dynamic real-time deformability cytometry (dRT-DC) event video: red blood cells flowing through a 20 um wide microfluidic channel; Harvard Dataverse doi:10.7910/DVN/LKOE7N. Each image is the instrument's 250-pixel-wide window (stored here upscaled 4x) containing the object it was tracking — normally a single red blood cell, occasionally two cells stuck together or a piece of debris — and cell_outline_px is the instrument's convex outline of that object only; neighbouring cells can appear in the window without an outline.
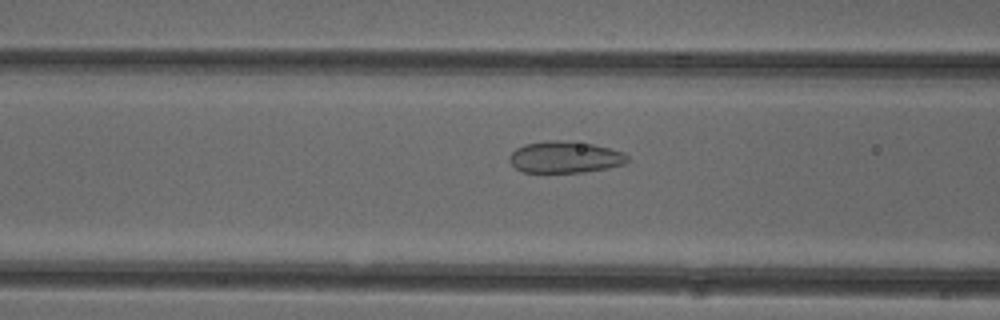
{"species": "common noctule bat (a hibernating species)", "species_latin": "Nyctalus noctula", "temperature_condition": "cold", "stored_images_in_passage": 38, "camera_frame_rate_fps": 3000, "um_per_image_px": 0.085, "animal": {"sex": "female"}, "frame": {"image": 1, "passage_image": 7, "time_ms": 2.0, "image_size_px": [1000, 320], "cell_outline_px": [[628, 160], [624, 164], [608, 168], [584, 172], [520, 172], [508, 160], [508, 156], [516, 148], [524, 144], [548, 140], [556, 140], [592, 144], [624, 152], [628, 156]], "centroid_in_image_um": [47.99, 13.36], "position_along_channel_um": 118.6, "area_um2": 21.73}}
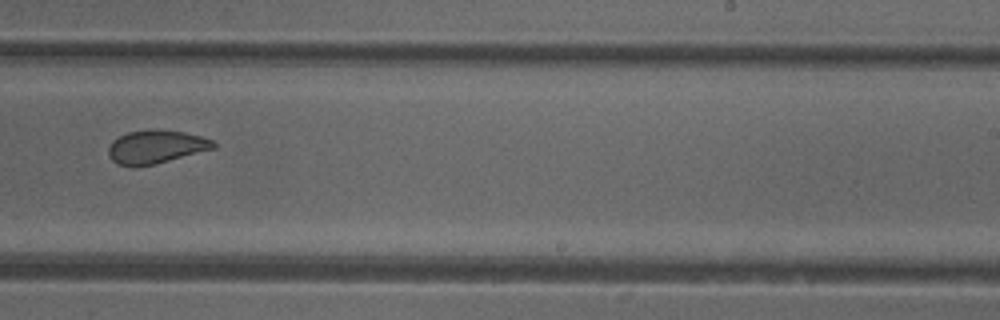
{"frame": {"image": 2, "passage_image": 19, "time_ms": 6.0, "image_size_px": [1000, 320], "cell_outline_px": [[216, 148], [156, 164], [132, 168], [116, 164], [108, 156], [108, 148], [112, 140], [128, 132], [156, 128], [184, 132], [200, 136], [212, 140], [216, 144]], "centroid_in_image_um": [13.22, 12.49], "position_along_channel_um": 275.8, "area_um2": 20.81}}
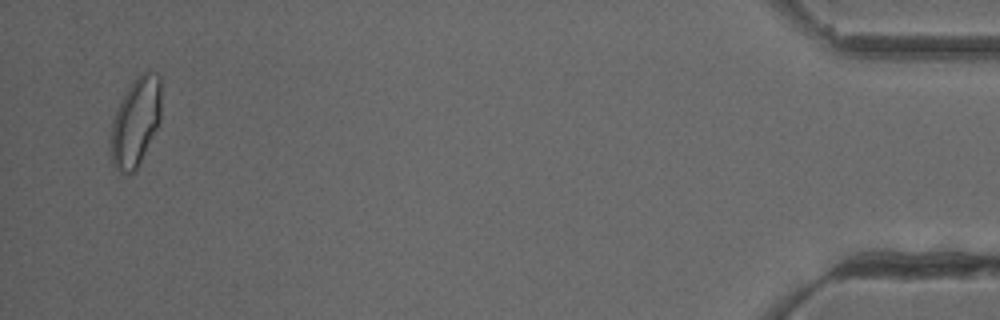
{"frame": {"image": 3, "passage_image": 37, "time_ms": 12.0, "image_size_px": [1000, 320], "cell_outline_px": [[160, 120], [136, 172], [128, 176], [120, 172], [112, 164], [108, 144], [112, 120], [120, 100], [132, 80], [136, 76], [144, 72], [156, 72], [160, 76]], "centroid_in_image_um": [11.48, 10.41], "position_along_channel_um": 423.7, "area_um2": 26.7}, "authors_computed_cell_mechanics": {"area_um2": 21.675, "velocity_mm_per_s": 3.9298, "shape_relaxation_time_tau1_ms": 8.1651, "shape_relaxation_time_tau2_ms": 1.1587, "deformation_change_tau1": 0.1032, "deformation_change_tau2": 0.06}}